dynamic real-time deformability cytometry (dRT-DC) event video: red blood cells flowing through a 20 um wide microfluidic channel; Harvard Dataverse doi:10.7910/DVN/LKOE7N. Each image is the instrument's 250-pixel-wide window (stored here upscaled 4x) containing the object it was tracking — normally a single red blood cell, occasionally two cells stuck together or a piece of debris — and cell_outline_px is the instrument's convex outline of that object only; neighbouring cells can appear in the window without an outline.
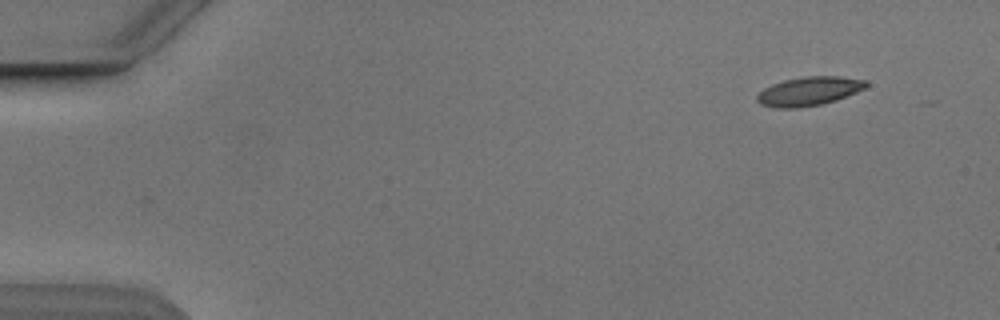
{"species": "Egyptian fruit bat (a non-hibernating species)", "species_latin": "Rousettus aegyptiacus", "temperature_condition": "cold", "stored_images_in_passage": 2, "camera_frame_rate_fps": 3000, "um_per_image_px": 0.085, "animal": {"sex": "male"}, "frame": {"image": 1, "passage_image": 2, "time_ms": 1.333, "image_size_px": [1000, 320], "cell_outline_px": [[868, 84], [864, 88], [856, 92], [836, 100], [820, 104], [796, 108], [776, 108], [760, 104], [756, 100], [756, 96], [764, 88], [772, 84], [784, 80], [804, 76], [840, 76], [864, 80]], "centroid_in_image_um": [68.72, 7.75], "position_along_channel_um": 16.3, "area_um2": 18.21}}